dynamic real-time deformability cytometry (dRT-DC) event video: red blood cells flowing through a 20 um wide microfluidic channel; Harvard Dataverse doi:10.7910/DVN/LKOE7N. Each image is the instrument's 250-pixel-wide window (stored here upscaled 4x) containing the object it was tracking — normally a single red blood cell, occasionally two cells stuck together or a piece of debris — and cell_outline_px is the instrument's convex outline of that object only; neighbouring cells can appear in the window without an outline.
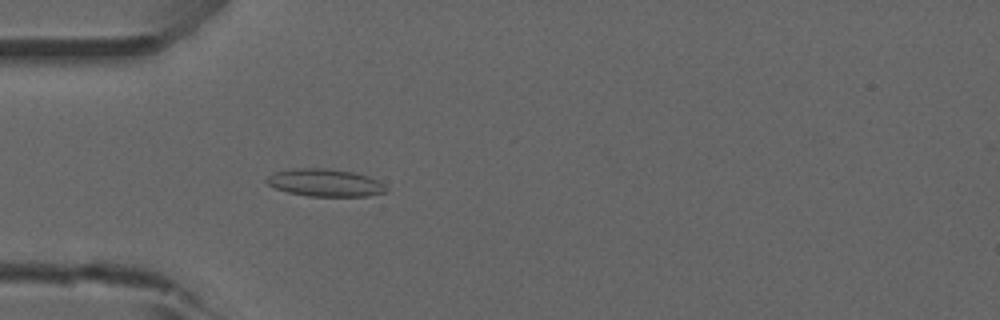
{"species": "common noctule bat (a hibernating species)", "species_latin": "Nyctalus noctula", "temperature_condition": "room temperature", "stored_images_in_passage": 53, "camera_frame_rate_fps": 3000, "um_per_image_px": 0.085, "animal": {"sex": "male", "forearm_length_mm": 52.5}, "frame": {"image": 1, "passage_image": 16, "time_ms": 5.0, "image_size_px": [1000, 320], "cell_outline_px": [[388, 192], [368, 196], [308, 196], [288, 192], [276, 188], [268, 184], [264, 180], [268, 176], [276, 172], [292, 168], [324, 168], [352, 172], [368, 176], [376, 180], [388, 188]], "centroid_in_image_um": [27.63, 15.53], "position_along_channel_um": 57.4, "area_um2": 19.07}}
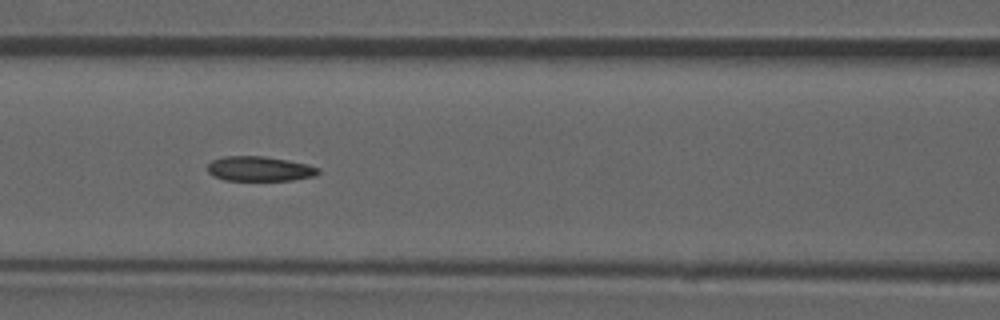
{"frame": {"image": 2, "passage_image": 23, "time_ms": 7.333, "image_size_px": [1000, 320], "cell_outline_px": [[320, 172], [316, 176], [292, 180], [224, 180], [212, 176], [208, 172], [208, 164], [212, 160], [224, 156], [264, 156], [288, 160], [308, 164], [320, 168]], "centroid_in_image_um": [22.08, 14.34], "position_along_channel_um": 144.5, "area_um2": 16.13}, "authors_computed_cell_mechanics": {"area_um2": 16.7042, "velocity_mm_per_s": 3.9301, "shape_relaxation_time_tau1_ms": null, "shape_relaxation_time_tau2_ms": 3.3628, "deformation_change_tau1": null, "deformation_change_tau2": 0.0933}}